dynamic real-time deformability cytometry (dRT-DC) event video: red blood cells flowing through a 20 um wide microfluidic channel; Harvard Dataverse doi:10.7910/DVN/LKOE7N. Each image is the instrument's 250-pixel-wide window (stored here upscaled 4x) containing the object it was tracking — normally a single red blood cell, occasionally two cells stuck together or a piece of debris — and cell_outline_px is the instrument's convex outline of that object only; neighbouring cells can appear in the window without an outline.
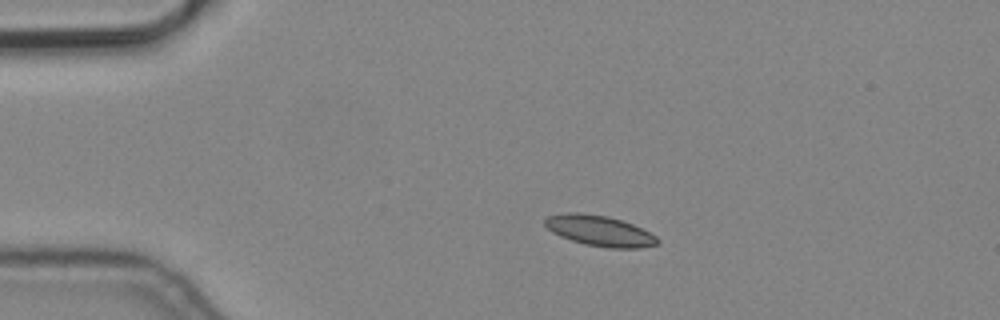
{"species": "common noctule bat (a hibernating species)", "species_latin": "Nyctalus noctula", "temperature_condition": "cold", "stored_images_in_passage": 4, "camera_frame_rate_fps": 3000, "um_per_image_px": 0.085, "animal": {"sex": "male", "body_mass_g": 19.2, "forearm_length_mm": 51.8}, "frame": {"image": 1, "passage_image": 1, "time_ms": 0.0, "image_size_px": [1000, 320], "cell_outline_px": [[660, 244], [640, 248], [608, 248], [584, 244], [560, 236], [552, 232], [544, 224], [544, 220], [548, 216], [564, 212], [580, 212], [608, 216], [632, 224], [656, 236], [660, 240]], "centroid_in_image_um": [50.96, 19.62], "position_along_channel_um": 34.0, "area_um2": 20.11}}
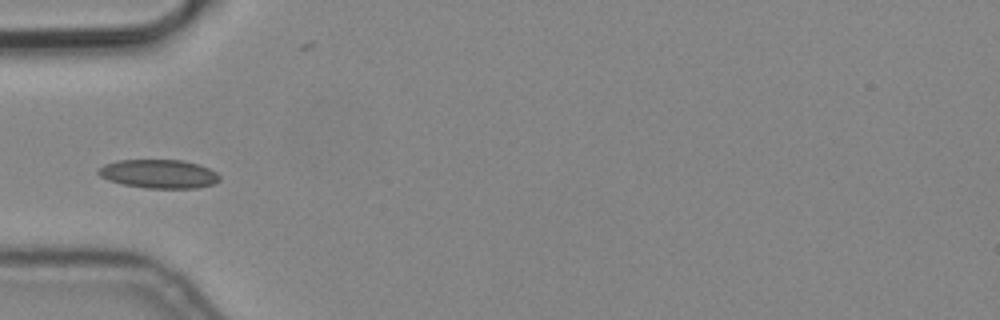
{"frame": {"image": 2, "passage_image": 3, "time_ms": 0.667, "image_size_px": [1000, 320], "cell_outline_px": [[220, 180], [216, 184], [196, 188], [144, 188], [124, 184], [108, 180], [100, 176], [96, 172], [104, 164], [120, 160], [184, 160], [208, 168], [216, 172], [220, 176]], "centroid_in_image_um": [13.52, 14.78], "position_along_channel_um": 71.5, "area_um2": 20.29}}